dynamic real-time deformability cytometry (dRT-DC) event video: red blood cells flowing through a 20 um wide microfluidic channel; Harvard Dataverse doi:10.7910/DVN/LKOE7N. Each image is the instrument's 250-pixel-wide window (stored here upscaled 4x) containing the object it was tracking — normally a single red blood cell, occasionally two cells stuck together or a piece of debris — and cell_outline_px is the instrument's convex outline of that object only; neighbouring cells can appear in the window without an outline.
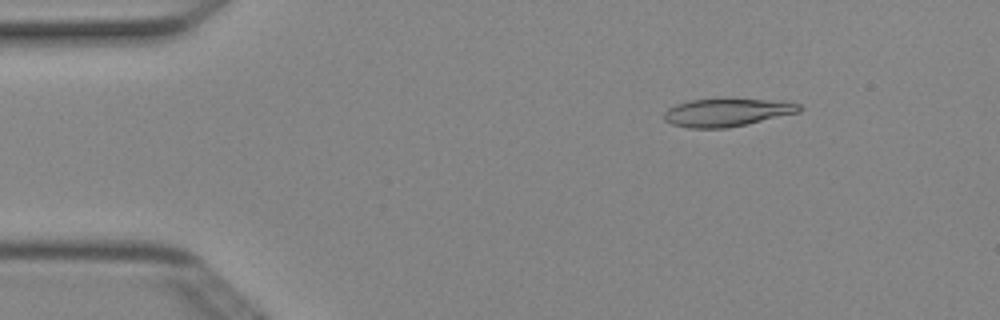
{"species": "Egyptian fruit bat (a non-hibernating species)", "species_latin": "Rousettus aegyptiacus", "temperature_condition": "cold", "stored_images_in_passage": 3, "camera_frame_rate_fps": 3000, "um_per_image_px": 0.085, "animal": {"sex": "female"}, "frame": {"image": 1, "passage_image": 1, "time_ms": 0.0, "image_size_px": [1000, 320], "cell_outline_px": [[804, 108], [800, 112], [728, 128], [688, 128], [672, 124], [664, 120], [664, 112], [668, 108], [676, 104], [692, 100], [784, 100], [800, 104]], "centroid_in_image_um": [61.82, 9.57], "position_along_channel_um": 23.2, "area_um2": 21.79}}
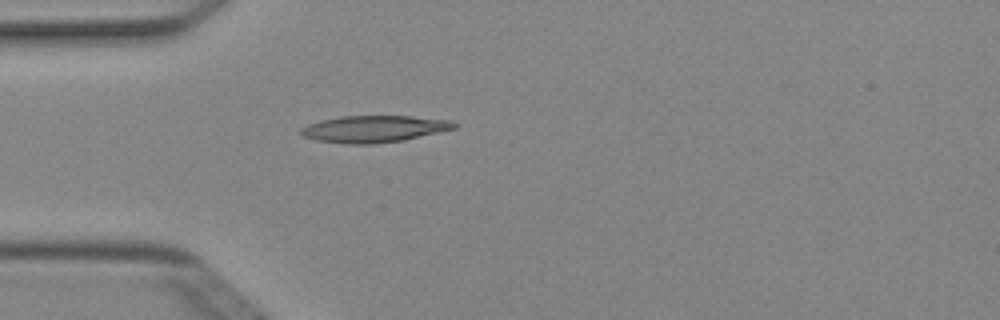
{"frame": {"image": 2, "passage_image": 3, "time_ms": 0.667, "image_size_px": [1000, 320], "cell_outline_px": [[456, 128], [404, 140], [372, 144], [348, 144], [316, 140], [300, 136], [300, 128], [308, 124], [340, 116], [408, 116], [448, 120], [456, 124]], "centroid_in_image_um": [31.74, 10.96], "position_along_channel_um": 53.3, "area_um2": 23.76}}